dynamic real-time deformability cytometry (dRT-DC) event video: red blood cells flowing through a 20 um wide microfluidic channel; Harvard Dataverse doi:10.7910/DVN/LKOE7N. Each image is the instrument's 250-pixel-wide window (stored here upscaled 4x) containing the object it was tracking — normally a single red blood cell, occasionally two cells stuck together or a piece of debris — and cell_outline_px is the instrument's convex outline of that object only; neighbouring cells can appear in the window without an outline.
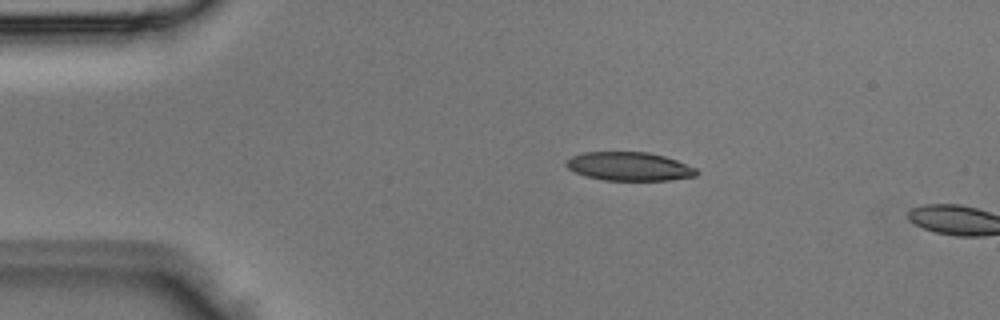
{"species": "Egyptian fruit bat (a non-hibernating species)", "species_latin": "Rousettus aegyptiacus", "temperature_condition": "room temperature", "stored_images_in_passage": 3, "camera_frame_rate_fps": 3000, "um_per_image_px": 0.085, "animal": {"sex": "male"}, "frame": {"image": 1, "passage_image": 2, "time_ms": 0.333, "image_size_px": [1000, 320], "cell_outline_px": [[700, 172], [696, 176], [668, 180], [604, 180], [584, 176], [568, 168], [564, 164], [572, 156], [584, 152], [648, 152], [664, 156], [676, 160], [696, 168]], "centroid_in_image_um": [53.49, 14.14], "position_along_channel_um": 31.5, "area_um2": 21.68}}